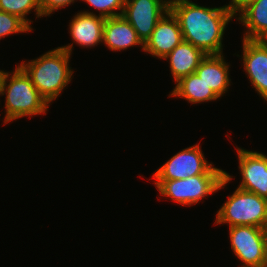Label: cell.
Listing matches in <instances>:
<instances>
[{
    "label": "cell",
    "instance_id": "cell-2",
    "mask_svg": "<svg viewBox=\"0 0 267 267\" xmlns=\"http://www.w3.org/2000/svg\"><path fill=\"white\" fill-rule=\"evenodd\" d=\"M71 54L57 47L39 57L18 65L29 76L40 95L51 104L72 80L74 70L70 67Z\"/></svg>",
    "mask_w": 267,
    "mask_h": 267
},
{
    "label": "cell",
    "instance_id": "cell-14",
    "mask_svg": "<svg viewBox=\"0 0 267 267\" xmlns=\"http://www.w3.org/2000/svg\"><path fill=\"white\" fill-rule=\"evenodd\" d=\"M225 60L224 54L206 55L195 71L219 98L224 96L231 86L230 64Z\"/></svg>",
    "mask_w": 267,
    "mask_h": 267
},
{
    "label": "cell",
    "instance_id": "cell-18",
    "mask_svg": "<svg viewBox=\"0 0 267 267\" xmlns=\"http://www.w3.org/2000/svg\"><path fill=\"white\" fill-rule=\"evenodd\" d=\"M0 10L18 16L32 30L33 21L27 17L28 14L34 10L35 18H43L38 0H0Z\"/></svg>",
    "mask_w": 267,
    "mask_h": 267
},
{
    "label": "cell",
    "instance_id": "cell-4",
    "mask_svg": "<svg viewBox=\"0 0 267 267\" xmlns=\"http://www.w3.org/2000/svg\"><path fill=\"white\" fill-rule=\"evenodd\" d=\"M232 178L227 171L216 167L210 174L177 180H154L153 184L163 198L190 207L227 186Z\"/></svg>",
    "mask_w": 267,
    "mask_h": 267
},
{
    "label": "cell",
    "instance_id": "cell-7",
    "mask_svg": "<svg viewBox=\"0 0 267 267\" xmlns=\"http://www.w3.org/2000/svg\"><path fill=\"white\" fill-rule=\"evenodd\" d=\"M213 165L212 162L206 160L200 143H197L173 155L153 173L152 178L154 180H177L198 174H210L216 168Z\"/></svg>",
    "mask_w": 267,
    "mask_h": 267
},
{
    "label": "cell",
    "instance_id": "cell-8",
    "mask_svg": "<svg viewBox=\"0 0 267 267\" xmlns=\"http://www.w3.org/2000/svg\"><path fill=\"white\" fill-rule=\"evenodd\" d=\"M170 0H125L123 17L143 43L151 36L157 22L169 11Z\"/></svg>",
    "mask_w": 267,
    "mask_h": 267
},
{
    "label": "cell",
    "instance_id": "cell-22",
    "mask_svg": "<svg viewBox=\"0 0 267 267\" xmlns=\"http://www.w3.org/2000/svg\"><path fill=\"white\" fill-rule=\"evenodd\" d=\"M255 1L256 0H230V2L225 6L231 14L236 17L242 10Z\"/></svg>",
    "mask_w": 267,
    "mask_h": 267
},
{
    "label": "cell",
    "instance_id": "cell-21",
    "mask_svg": "<svg viewBox=\"0 0 267 267\" xmlns=\"http://www.w3.org/2000/svg\"><path fill=\"white\" fill-rule=\"evenodd\" d=\"M44 17L54 14L55 11L63 7L70 6L78 0H38ZM80 1V0H79Z\"/></svg>",
    "mask_w": 267,
    "mask_h": 267
},
{
    "label": "cell",
    "instance_id": "cell-19",
    "mask_svg": "<svg viewBox=\"0 0 267 267\" xmlns=\"http://www.w3.org/2000/svg\"><path fill=\"white\" fill-rule=\"evenodd\" d=\"M29 31L32 29L18 16L0 10V40L8 35Z\"/></svg>",
    "mask_w": 267,
    "mask_h": 267
},
{
    "label": "cell",
    "instance_id": "cell-13",
    "mask_svg": "<svg viewBox=\"0 0 267 267\" xmlns=\"http://www.w3.org/2000/svg\"><path fill=\"white\" fill-rule=\"evenodd\" d=\"M102 43L115 52L134 46H140L144 50V43L123 15L105 18Z\"/></svg>",
    "mask_w": 267,
    "mask_h": 267
},
{
    "label": "cell",
    "instance_id": "cell-16",
    "mask_svg": "<svg viewBox=\"0 0 267 267\" xmlns=\"http://www.w3.org/2000/svg\"><path fill=\"white\" fill-rule=\"evenodd\" d=\"M235 19L246 27L243 39L267 40V0H256Z\"/></svg>",
    "mask_w": 267,
    "mask_h": 267
},
{
    "label": "cell",
    "instance_id": "cell-5",
    "mask_svg": "<svg viewBox=\"0 0 267 267\" xmlns=\"http://www.w3.org/2000/svg\"><path fill=\"white\" fill-rule=\"evenodd\" d=\"M267 227V199L236 188L217 211L214 225Z\"/></svg>",
    "mask_w": 267,
    "mask_h": 267
},
{
    "label": "cell",
    "instance_id": "cell-10",
    "mask_svg": "<svg viewBox=\"0 0 267 267\" xmlns=\"http://www.w3.org/2000/svg\"><path fill=\"white\" fill-rule=\"evenodd\" d=\"M243 71L257 94L267 101V40L242 39Z\"/></svg>",
    "mask_w": 267,
    "mask_h": 267
},
{
    "label": "cell",
    "instance_id": "cell-11",
    "mask_svg": "<svg viewBox=\"0 0 267 267\" xmlns=\"http://www.w3.org/2000/svg\"><path fill=\"white\" fill-rule=\"evenodd\" d=\"M105 18L91 11H79L69 22L68 30L73 43L59 46L72 55L74 42L81 48H94L102 44Z\"/></svg>",
    "mask_w": 267,
    "mask_h": 267
},
{
    "label": "cell",
    "instance_id": "cell-1",
    "mask_svg": "<svg viewBox=\"0 0 267 267\" xmlns=\"http://www.w3.org/2000/svg\"><path fill=\"white\" fill-rule=\"evenodd\" d=\"M169 10L179 22L183 41L206 55L224 54L222 42L225 29L235 18L225 5L211 8L192 0H170Z\"/></svg>",
    "mask_w": 267,
    "mask_h": 267
},
{
    "label": "cell",
    "instance_id": "cell-12",
    "mask_svg": "<svg viewBox=\"0 0 267 267\" xmlns=\"http://www.w3.org/2000/svg\"><path fill=\"white\" fill-rule=\"evenodd\" d=\"M183 41L177 18L169 10L157 22L151 36L144 43V52L162 60Z\"/></svg>",
    "mask_w": 267,
    "mask_h": 267
},
{
    "label": "cell",
    "instance_id": "cell-6",
    "mask_svg": "<svg viewBox=\"0 0 267 267\" xmlns=\"http://www.w3.org/2000/svg\"><path fill=\"white\" fill-rule=\"evenodd\" d=\"M231 250L240 267H267V245L264 228L240 225L228 228Z\"/></svg>",
    "mask_w": 267,
    "mask_h": 267
},
{
    "label": "cell",
    "instance_id": "cell-23",
    "mask_svg": "<svg viewBox=\"0 0 267 267\" xmlns=\"http://www.w3.org/2000/svg\"><path fill=\"white\" fill-rule=\"evenodd\" d=\"M265 234H266V245H267V227L265 228Z\"/></svg>",
    "mask_w": 267,
    "mask_h": 267
},
{
    "label": "cell",
    "instance_id": "cell-20",
    "mask_svg": "<svg viewBox=\"0 0 267 267\" xmlns=\"http://www.w3.org/2000/svg\"><path fill=\"white\" fill-rule=\"evenodd\" d=\"M86 2L90 7H93L99 12V16L110 18L122 15L125 5V0H81Z\"/></svg>",
    "mask_w": 267,
    "mask_h": 267
},
{
    "label": "cell",
    "instance_id": "cell-17",
    "mask_svg": "<svg viewBox=\"0 0 267 267\" xmlns=\"http://www.w3.org/2000/svg\"><path fill=\"white\" fill-rule=\"evenodd\" d=\"M168 97L183 98L193 105L220 99L195 72L176 82Z\"/></svg>",
    "mask_w": 267,
    "mask_h": 267
},
{
    "label": "cell",
    "instance_id": "cell-15",
    "mask_svg": "<svg viewBox=\"0 0 267 267\" xmlns=\"http://www.w3.org/2000/svg\"><path fill=\"white\" fill-rule=\"evenodd\" d=\"M206 54L191 43L182 41L163 60L169 61L172 79L178 82L181 78L194 73Z\"/></svg>",
    "mask_w": 267,
    "mask_h": 267
},
{
    "label": "cell",
    "instance_id": "cell-3",
    "mask_svg": "<svg viewBox=\"0 0 267 267\" xmlns=\"http://www.w3.org/2000/svg\"><path fill=\"white\" fill-rule=\"evenodd\" d=\"M3 95L6 96L3 125L22 117L46 114L50 106L18 64L12 72L0 70V96Z\"/></svg>",
    "mask_w": 267,
    "mask_h": 267
},
{
    "label": "cell",
    "instance_id": "cell-9",
    "mask_svg": "<svg viewBox=\"0 0 267 267\" xmlns=\"http://www.w3.org/2000/svg\"><path fill=\"white\" fill-rule=\"evenodd\" d=\"M241 182L238 188L267 199V155L236 146Z\"/></svg>",
    "mask_w": 267,
    "mask_h": 267
}]
</instances>
